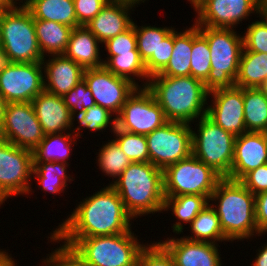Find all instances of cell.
Masks as SVG:
<instances>
[{"label": "cell", "mask_w": 267, "mask_h": 266, "mask_svg": "<svg viewBox=\"0 0 267 266\" xmlns=\"http://www.w3.org/2000/svg\"><path fill=\"white\" fill-rule=\"evenodd\" d=\"M197 26L234 29L251 13H258L257 0H200L194 7Z\"/></svg>", "instance_id": "cell-16"}, {"label": "cell", "mask_w": 267, "mask_h": 266, "mask_svg": "<svg viewBox=\"0 0 267 266\" xmlns=\"http://www.w3.org/2000/svg\"><path fill=\"white\" fill-rule=\"evenodd\" d=\"M267 79V53L242 51L235 86L259 88Z\"/></svg>", "instance_id": "cell-28"}, {"label": "cell", "mask_w": 267, "mask_h": 266, "mask_svg": "<svg viewBox=\"0 0 267 266\" xmlns=\"http://www.w3.org/2000/svg\"><path fill=\"white\" fill-rule=\"evenodd\" d=\"M36 37L43 57L64 54L73 27L61 23L34 19ZM45 53V54H44Z\"/></svg>", "instance_id": "cell-24"}, {"label": "cell", "mask_w": 267, "mask_h": 266, "mask_svg": "<svg viewBox=\"0 0 267 266\" xmlns=\"http://www.w3.org/2000/svg\"><path fill=\"white\" fill-rule=\"evenodd\" d=\"M267 163V143L262 132H246L234 142V157L230 175L240 181L248 172Z\"/></svg>", "instance_id": "cell-18"}, {"label": "cell", "mask_w": 267, "mask_h": 266, "mask_svg": "<svg viewBox=\"0 0 267 266\" xmlns=\"http://www.w3.org/2000/svg\"><path fill=\"white\" fill-rule=\"evenodd\" d=\"M73 134L74 136L67 132L64 135L62 132L45 135L43 140L32 151L33 162H63L69 164L67 159L70 158L72 144L74 145L77 142L75 140L77 139L75 138L77 134Z\"/></svg>", "instance_id": "cell-29"}, {"label": "cell", "mask_w": 267, "mask_h": 266, "mask_svg": "<svg viewBox=\"0 0 267 266\" xmlns=\"http://www.w3.org/2000/svg\"><path fill=\"white\" fill-rule=\"evenodd\" d=\"M42 63H16L2 61L0 64V93L7 103L31 102L44 91Z\"/></svg>", "instance_id": "cell-12"}, {"label": "cell", "mask_w": 267, "mask_h": 266, "mask_svg": "<svg viewBox=\"0 0 267 266\" xmlns=\"http://www.w3.org/2000/svg\"><path fill=\"white\" fill-rule=\"evenodd\" d=\"M258 17L267 18V0H257Z\"/></svg>", "instance_id": "cell-50"}, {"label": "cell", "mask_w": 267, "mask_h": 266, "mask_svg": "<svg viewBox=\"0 0 267 266\" xmlns=\"http://www.w3.org/2000/svg\"><path fill=\"white\" fill-rule=\"evenodd\" d=\"M259 89L267 97V79L262 83V85L259 87Z\"/></svg>", "instance_id": "cell-54"}, {"label": "cell", "mask_w": 267, "mask_h": 266, "mask_svg": "<svg viewBox=\"0 0 267 266\" xmlns=\"http://www.w3.org/2000/svg\"><path fill=\"white\" fill-rule=\"evenodd\" d=\"M18 5L4 10L0 18L2 60L16 63H42L44 57L36 37L33 16L25 5Z\"/></svg>", "instance_id": "cell-6"}, {"label": "cell", "mask_w": 267, "mask_h": 266, "mask_svg": "<svg viewBox=\"0 0 267 266\" xmlns=\"http://www.w3.org/2000/svg\"><path fill=\"white\" fill-rule=\"evenodd\" d=\"M174 29V27L140 26L134 23L137 39V50L145 63L149 77L157 75V48L160 42Z\"/></svg>", "instance_id": "cell-25"}, {"label": "cell", "mask_w": 267, "mask_h": 266, "mask_svg": "<svg viewBox=\"0 0 267 266\" xmlns=\"http://www.w3.org/2000/svg\"><path fill=\"white\" fill-rule=\"evenodd\" d=\"M151 244L140 252L138 266H175L173 257L159 242Z\"/></svg>", "instance_id": "cell-42"}, {"label": "cell", "mask_w": 267, "mask_h": 266, "mask_svg": "<svg viewBox=\"0 0 267 266\" xmlns=\"http://www.w3.org/2000/svg\"><path fill=\"white\" fill-rule=\"evenodd\" d=\"M221 178L210 166L191 155L163 171L164 195H202L210 199Z\"/></svg>", "instance_id": "cell-9"}, {"label": "cell", "mask_w": 267, "mask_h": 266, "mask_svg": "<svg viewBox=\"0 0 267 266\" xmlns=\"http://www.w3.org/2000/svg\"><path fill=\"white\" fill-rule=\"evenodd\" d=\"M159 243L173 257L175 266H222L217 244L188 240L184 236Z\"/></svg>", "instance_id": "cell-19"}, {"label": "cell", "mask_w": 267, "mask_h": 266, "mask_svg": "<svg viewBox=\"0 0 267 266\" xmlns=\"http://www.w3.org/2000/svg\"><path fill=\"white\" fill-rule=\"evenodd\" d=\"M43 262L45 266H91L72 247L64 244L48 254Z\"/></svg>", "instance_id": "cell-43"}, {"label": "cell", "mask_w": 267, "mask_h": 266, "mask_svg": "<svg viewBox=\"0 0 267 266\" xmlns=\"http://www.w3.org/2000/svg\"><path fill=\"white\" fill-rule=\"evenodd\" d=\"M83 79L91 90L96 105L108 109L116 116L138 88L133 82L114 75L105 66L85 69Z\"/></svg>", "instance_id": "cell-15"}, {"label": "cell", "mask_w": 267, "mask_h": 266, "mask_svg": "<svg viewBox=\"0 0 267 266\" xmlns=\"http://www.w3.org/2000/svg\"><path fill=\"white\" fill-rule=\"evenodd\" d=\"M244 124L247 132L267 128V97L259 88H243Z\"/></svg>", "instance_id": "cell-33"}, {"label": "cell", "mask_w": 267, "mask_h": 266, "mask_svg": "<svg viewBox=\"0 0 267 266\" xmlns=\"http://www.w3.org/2000/svg\"><path fill=\"white\" fill-rule=\"evenodd\" d=\"M192 27L183 32L174 29V46L171 58L160 76H191Z\"/></svg>", "instance_id": "cell-27"}, {"label": "cell", "mask_w": 267, "mask_h": 266, "mask_svg": "<svg viewBox=\"0 0 267 266\" xmlns=\"http://www.w3.org/2000/svg\"><path fill=\"white\" fill-rule=\"evenodd\" d=\"M63 100L65 105L71 111V116L74 120L75 118L82 115L85 112V110L96 105L95 100L92 96V92L88 88L84 79L81 80L67 94H65L63 96Z\"/></svg>", "instance_id": "cell-39"}, {"label": "cell", "mask_w": 267, "mask_h": 266, "mask_svg": "<svg viewBox=\"0 0 267 266\" xmlns=\"http://www.w3.org/2000/svg\"><path fill=\"white\" fill-rule=\"evenodd\" d=\"M252 266H267V243L261 249H258L255 262H253Z\"/></svg>", "instance_id": "cell-48"}, {"label": "cell", "mask_w": 267, "mask_h": 266, "mask_svg": "<svg viewBox=\"0 0 267 266\" xmlns=\"http://www.w3.org/2000/svg\"><path fill=\"white\" fill-rule=\"evenodd\" d=\"M0 6L6 10L16 7L17 4L13 0H0Z\"/></svg>", "instance_id": "cell-52"}, {"label": "cell", "mask_w": 267, "mask_h": 266, "mask_svg": "<svg viewBox=\"0 0 267 266\" xmlns=\"http://www.w3.org/2000/svg\"><path fill=\"white\" fill-rule=\"evenodd\" d=\"M111 1H117V2H125L131 5L136 6V4H141L142 2L144 3V1L146 0H111Z\"/></svg>", "instance_id": "cell-53"}, {"label": "cell", "mask_w": 267, "mask_h": 266, "mask_svg": "<svg viewBox=\"0 0 267 266\" xmlns=\"http://www.w3.org/2000/svg\"><path fill=\"white\" fill-rule=\"evenodd\" d=\"M134 7L125 2L109 0L86 27L103 44L106 40L125 32L132 26L133 19L130 18V10H133Z\"/></svg>", "instance_id": "cell-22"}, {"label": "cell", "mask_w": 267, "mask_h": 266, "mask_svg": "<svg viewBox=\"0 0 267 266\" xmlns=\"http://www.w3.org/2000/svg\"><path fill=\"white\" fill-rule=\"evenodd\" d=\"M69 165L63 162H33L32 177L37 178L39 188L46 193H61L66 190L67 182L73 180L66 173Z\"/></svg>", "instance_id": "cell-31"}, {"label": "cell", "mask_w": 267, "mask_h": 266, "mask_svg": "<svg viewBox=\"0 0 267 266\" xmlns=\"http://www.w3.org/2000/svg\"><path fill=\"white\" fill-rule=\"evenodd\" d=\"M16 261L14 262V259L8 252L2 251L0 249V266H15Z\"/></svg>", "instance_id": "cell-49"}, {"label": "cell", "mask_w": 267, "mask_h": 266, "mask_svg": "<svg viewBox=\"0 0 267 266\" xmlns=\"http://www.w3.org/2000/svg\"><path fill=\"white\" fill-rule=\"evenodd\" d=\"M33 152L0 138V206L32 191Z\"/></svg>", "instance_id": "cell-11"}, {"label": "cell", "mask_w": 267, "mask_h": 266, "mask_svg": "<svg viewBox=\"0 0 267 266\" xmlns=\"http://www.w3.org/2000/svg\"><path fill=\"white\" fill-rule=\"evenodd\" d=\"M13 1H14L16 4H18V2L20 1L19 3H22V5H25L29 0H22V1H21V0H13ZM17 1H18V2H17ZM23 1H24V2H23Z\"/></svg>", "instance_id": "cell-55"}, {"label": "cell", "mask_w": 267, "mask_h": 266, "mask_svg": "<svg viewBox=\"0 0 267 266\" xmlns=\"http://www.w3.org/2000/svg\"><path fill=\"white\" fill-rule=\"evenodd\" d=\"M262 133H263L265 140H266V143H267V128Z\"/></svg>", "instance_id": "cell-57"}, {"label": "cell", "mask_w": 267, "mask_h": 266, "mask_svg": "<svg viewBox=\"0 0 267 266\" xmlns=\"http://www.w3.org/2000/svg\"><path fill=\"white\" fill-rule=\"evenodd\" d=\"M4 12V9L0 6V18L2 16V13Z\"/></svg>", "instance_id": "cell-58"}, {"label": "cell", "mask_w": 267, "mask_h": 266, "mask_svg": "<svg viewBox=\"0 0 267 266\" xmlns=\"http://www.w3.org/2000/svg\"><path fill=\"white\" fill-rule=\"evenodd\" d=\"M174 46V29L160 42L157 48V74L168 64Z\"/></svg>", "instance_id": "cell-46"}, {"label": "cell", "mask_w": 267, "mask_h": 266, "mask_svg": "<svg viewBox=\"0 0 267 266\" xmlns=\"http://www.w3.org/2000/svg\"><path fill=\"white\" fill-rule=\"evenodd\" d=\"M103 44L106 47L105 50H107L109 54V57H106L108 60L112 56H117L120 54L139 53L137 50V39L134 30V22L128 30L106 40Z\"/></svg>", "instance_id": "cell-41"}, {"label": "cell", "mask_w": 267, "mask_h": 266, "mask_svg": "<svg viewBox=\"0 0 267 266\" xmlns=\"http://www.w3.org/2000/svg\"><path fill=\"white\" fill-rule=\"evenodd\" d=\"M240 182L254 195L267 191V163L248 172Z\"/></svg>", "instance_id": "cell-45"}, {"label": "cell", "mask_w": 267, "mask_h": 266, "mask_svg": "<svg viewBox=\"0 0 267 266\" xmlns=\"http://www.w3.org/2000/svg\"><path fill=\"white\" fill-rule=\"evenodd\" d=\"M189 123L168 121L146 135L149 162L161 170L192 155Z\"/></svg>", "instance_id": "cell-10"}, {"label": "cell", "mask_w": 267, "mask_h": 266, "mask_svg": "<svg viewBox=\"0 0 267 266\" xmlns=\"http://www.w3.org/2000/svg\"><path fill=\"white\" fill-rule=\"evenodd\" d=\"M51 57L50 60H42L45 74L44 90L63 97L83 80L85 69L64 54Z\"/></svg>", "instance_id": "cell-20"}, {"label": "cell", "mask_w": 267, "mask_h": 266, "mask_svg": "<svg viewBox=\"0 0 267 266\" xmlns=\"http://www.w3.org/2000/svg\"><path fill=\"white\" fill-rule=\"evenodd\" d=\"M110 185L133 218L164 210L163 170L150 162H132Z\"/></svg>", "instance_id": "cell-3"}, {"label": "cell", "mask_w": 267, "mask_h": 266, "mask_svg": "<svg viewBox=\"0 0 267 266\" xmlns=\"http://www.w3.org/2000/svg\"><path fill=\"white\" fill-rule=\"evenodd\" d=\"M191 236L188 240L218 244L217 241H228L224 236L219 217L211 204L203 208L197 217L190 223ZM194 234V235H193Z\"/></svg>", "instance_id": "cell-32"}, {"label": "cell", "mask_w": 267, "mask_h": 266, "mask_svg": "<svg viewBox=\"0 0 267 266\" xmlns=\"http://www.w3.org/2000/svg\"><path fill=\"white\" fill-rule=\"evenodd\" d=\"M198 130L192 128V155L210 166L222 178L231 172L235 136L213 122L207 115L198 119Z\"/></svg>", "instance_id": "cell-8"}, {"label": "cell", "mask_w": 267, "mask_h": 266, "mask_svg": "<svg viewBox=\"0 0 267 266\" xmlns=\"http://www.w3.org/2000/svg\"><path fill=\"white\" fill-rule=\"evenodd\" d=\"M147 89L155 97L168 121L191 124L195 119L207 115L209 91L199 79L157 74L150 77Z\"/></svg>", "instance_id": "cell-2"}, {"label": "cell", "mask_w": 267, "mask_h": 266, "mask_svg": "<svg viewBox=\"0 0 267 266\" xmlns=\"http://www.w3.org/2000/svg\"><path fill=\"white\" fill-rule=\"evenodd\" d=\"M190 1L191 5L194 7L200 0H188Z\"/></svg>", "instance_id": "cell-56"}, {"label": "cell", "mask_w": 267, "mask_h": 266, "mask_svg": "<svg viewBox=\"0 0 267 266\" xmlns=\"http://www.w3.org/2000/svg\"><path fill=\"white\" fill-rule=\"evenodd\" d=\"M167 122L164 111L147 88H137L116 116L118 129L145 136Z\"/></svg>", "instance_id": "cell-13"}, {"label": "cell", "mask_w": 267, "mask_h": 266, "mask_svg": "<svg viewBox=\"0 0 267 266\" xmlns=\"http://www.w3.org/2000/svg\"><path fill=\"white\" fill-rule=\"evenodd\" d=\"M248 24L247 31L243 35V50L267 53V18L260 17Z\"/></svg>", "instance_id": "cell-40"}, {"label": "cell", "mask_w": 267, "mask_h": 266, "mask_svg": "<svg viewBox=\"0 0 267 266\" xmlns=\"http://www.w3.org/2000/svg\"><path fill=\"white\" fill-rule=\"evenodd\" d=\"M255 217L260 235L267 232V191L255 195Z\"/></svg>", "instance_id": "cell-47"}, {"label": "cell", "mask_w": 267, "mask_h": 266, "mask_svg": "<svg viewBox=\"0 0 267 266\" xmlns=\"http://www.w3.org/2000/svg\"><path fill=\"white\" fill-rule=\"evenodd\" d=\"M112 132L116 135L114 140L131 162H149L145 135L123 131L117 127Z\"/></svg>", "instance_id": "cell-37"}, {"label": "cell", "mask_w": 267, "mask_h": 266, "mask_svg": "<svg viewBox=\"0 0 267 266\" xmlns=\"http://www.w3.org/2000/svg\"><path fill=\"white\" fill-rule=\"evenodd\" d=\"M211 70V53L207 39L192 25L191 76L205 81Z\"/></svg>", "instance_id": "cell-35"}, {"label": "cell", "mask_w": 267, "mask_h": 266, "mask_svg": "<svg viewBox=\"0 0 267 266\" xmlns=\"http://www.w3.org/2000/svg\"><path fill=\"white\" fill-rule=\"evenodd\" d=\"M25 6L33 19L53 21L73 28L80 26L73 0H29Z\"/></svg>", "instance_id": "cell-26"}, {"label": "cell", "mask_w": 267, "mask_h": 266, "mask_svg": "<svg viewBox=\"0 0 267 266\" xmlns=\"http://www.w3.org/2000/svg\"><path fill=\"white\" fill-rule=\"evenodd\" d=\"M209 201L212 203L224 236L229 241L249 239L254 234L261 236L256 224L255 195L240 181L221 178Z\"/></svg>", "instance_id": "cell-4"}, {"label": "cell", "mask_w": 267, "mask_h": 266, "mask_svg": "<svg viewBox=\"0 0 267 266\" xmlns=\"http://www.w3.org/2000/svg\"><path fill=\"white\" fill-rule=\"evenodd\" d=\"M123 201L109 184L80 201L74 211L53 231L56 238H87L128 232L130 220Z\"/></svg>", "instance_id": "cell-1"}, {"label": "cell", "mask_w": 267, "mask_h": 266, "mask_svg": "<svg viewBox=\"0 0 267 266\" xmlns=\"http://www.w3.org/2000/svg\"><path fill=\"white\" fill-rule=\"evenodd\" d=\"M103 63L114 75L133 82L138 88H147L150 77L146 72L145 63L141 59L140 53H125L112 56L109 60H103ZM131 75H133V78ZM134 76L139 79L142 78L143 82L144 80L146 81L140 86L138 82L136 83Z\"/></svg>", "instance_id": "cell-34"}, {"label": "cell", "mask_w": 267, "mask_h": 266, "mask_svg": "<svg viewBox=\"0 0 267 266\" xmlns=\"http://www.w3.org/2000/svg\"><path fill=\"white\" fill-rule=\"evenodd\" d=\"M31 103L45 135L62 132L65 134L67 130H74V119L63 97L44 90Z\"/></svg>", "instance_id": "cell-21"}, {"label": "cell", "mask_w": 267, "mask_h": 266, "mask_svg": "<svg viewBox=\"0 0 267 266\" xmlns=\"http://www.w3.org/2000/svg\"><path fill=\"white\" fill-rule=\"evenodd\" d=\"M199 32L207 39L211 53V70L204 81L205 88L210 92L235 86L243 36L231 28L199 26Z\"/></svg>", "instance_id": "cell-7"}, {"label": "cell", "mask_w": 267, "mask_h": 266, "mask_svg": "<svg viewBox=\"0 0 267 266\" xmlns=\"http://www.w3.org/2000/svg\"><path fill=\"white\" fill-rule=\"evenodd\" d=\"M213 97L207 106V116L235 137L246 133L244 124L243 88L233 86L209 92Z\"/></svg>", "instance_id": "cell-17"}, {"label": "cell", "mask_w": 267, "mask_h": 266, "mask_svg": "<svg viewBox=\"0 0 267 266\" xmlns=\"http://www.w3.org/2000/svg\"><path fill=\"white\" fill-rule=\"evenodd\" d=\"M2 61L3 60H2V56H1V44H0V64H1Z\"/></svg>", "instance_id": "cell-59"}, {"label": "cell", "mask_w": 267, "mask_h": 266, "mask_svg": "<svg viewBox=\"0 0 267 266\" xmlns=\"http://www.w3.org/2000/svg\"><path fill=\"white\" fill-rule=\"evenodd\" d=\"M6 106H7V101L4 99V97L0 93V127L3 123Z\"/></svg>", "instance_id": "cell-51"}, {"label": "cell", "mask_w": 267, "mask_h": 266, "mask_svg": "<svg viewBox=\"0 0 267 266\" xmlns=\"http://www.w3.org/2000/svg\"><path fill=\"white\" fill-rule=\"evenodd\" d=\"M99 43L101 44L86 26L74 27L64 55L84 69L104 66Z\"/></svg>", "instance_id": "cell-23"}, {"label": "cell", "mask_w": 267, "mask_h": 266, "mask_svg": "<svg viewBox=\"0 0 267 266\" xmlns=\"http://www.w3.org/2000/svg\"><path fill=\"white\" fill-rule=\"evenodd\" d=\"M108 141L99 149L97 163L100 170L107 176L118 178L132 162L114 139Z\"/></svg>", "instance_id": "cell-36"}, {"label": "cell", "mask_w": 267, "mask_h": 266, "mask_svg": "<svg viewBox=\"0 0 267 266\" xmlns=\"http://www.w3.org/2000/svg\"><path fill=\"white\" fill-rule=\"evenodd\" d=\"M209 199L202 195H180L174 197H165L164 210L171 211L179 222L172 226V232L181 234L183 232V222L191 223L199 212L209 204ZM182 223H181V222Z\"/></svg>", "instance_id": "cell-30"}, {"label": "cell", "mask_w": 267, "mask_h": 266, "mask_svg": "<svg viewBox=\"0 0 267 266\" xmlns=\"http://www.w3.org/2000/svg\"><path fill=\"white\" fill-rule=\"evenodd\" d=\"M112 115L114 114H112L106 108H103L99 105L92 106L89 109L85 110L82 115L77 117V121L81 126H77V128H75L73 132L75 131V134H77L76 137H81L82 133L77 131H80V129L82 128H86L88 130H91L92 132H101L103 129L105 130L107 127L111 126V130L113 131L116 128V116H114V118L112 119Z\"/></svg>", "instance_id": "cell-38"}, {"label": "cell", "mask_w": 267, "mask_h": 266, "mask_svg": "<svg viewBox=\"0 0 267 266\" xmlns=\"http://www.w3.org/2000/svg\"><path fill=\"white\" fill-rule=\"evenodd\" d=\"M77 23L86 26L109 0H73Z\"/></svg>", "instance_id": "cell-44"}, {"label": "cell", "mask_w": 267, "mask_h": 266, "mask_svg": "<svg viewBox=\"0 0 267 266\" xmlns=\"http://www.w3.org/2000/svg\"><path fill=\"white\" fill-rule=\"evenodd\" d=\"M45 134L31 102L7 103L0 138L33 151Z\"/></svg>", "instance_id": "cell-14"}, {"label": "cell", "mask_w": 267, "mask_h": 266, "mask_svg": "<svg viewBox=\"0 0 267 266\" xmlns=\"http://www.w3.org/2000/svg\"><path fill=\"white\" fill-rule=\"evenodd\" d=\"M137 237L132 230L87 238H56L51 232L50 241L59 243L64 240V245L72 247L91 266H135L146 246Z\"/></svg>", "instance_id": "cell-5"}]
</instances>
